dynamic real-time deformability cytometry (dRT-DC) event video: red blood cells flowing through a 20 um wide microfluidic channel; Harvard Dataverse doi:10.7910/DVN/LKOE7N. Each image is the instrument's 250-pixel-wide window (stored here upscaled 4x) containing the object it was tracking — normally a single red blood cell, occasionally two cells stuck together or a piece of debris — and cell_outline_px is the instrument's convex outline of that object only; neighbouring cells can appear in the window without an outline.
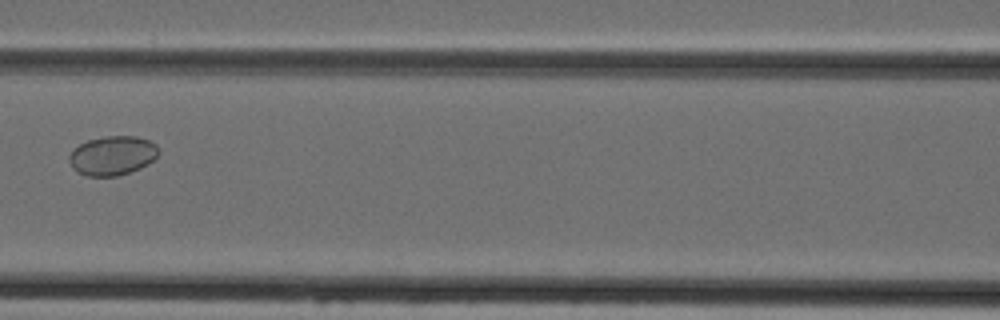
{"species": "Egyptian fruit bat (a non-hibernating species)", "species_latin": "Rousettus aegyptiacus", "temperature_condition": "cold", "stored_images_in_passage": 7, "camera_frame_rate_fps": 3000, "um_per_image_px": 0.085, "animal": {"sex": "female"}, "frame": {"image": 1, "passage_image": 7, "time_ms": 7.0, "image_size_px": [1000, 320], "cell_outline_px": [[160, 152], [148, 164], [140, 168], [116, 176], [88, 176], [76, 172], [72, 168], [68, 160], [68, 156], [72, 148], [88, 140], [108, 136], [136, 136], [148, 140], [156, 144]], "centroid_in_image_um": [9.52, 13.22], "position_along_channel_um": 157.1, "area_um2": 20.52}}